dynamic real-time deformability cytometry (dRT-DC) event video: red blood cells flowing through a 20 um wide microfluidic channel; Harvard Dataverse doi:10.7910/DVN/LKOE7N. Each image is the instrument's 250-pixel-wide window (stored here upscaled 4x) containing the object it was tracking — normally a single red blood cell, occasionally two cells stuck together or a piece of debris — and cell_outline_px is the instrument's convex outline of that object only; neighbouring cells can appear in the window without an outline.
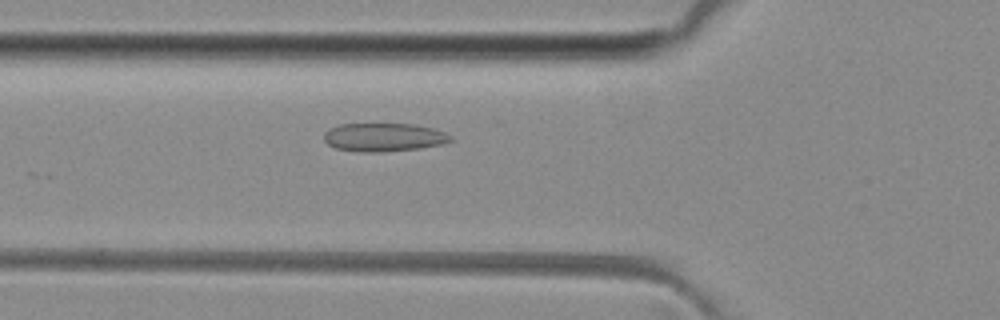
{"species": "common noctule bat (a hibernating species)", "species_latin": "Nyctalus noctula", "temperature_condition": "room temperature", "stored_images_in_passage": 51, "camera_frame_rate_fps": 3000, "um_per_image_px": 0.085, "animal": {"sex": "female", "body_mass_g": 29.2, "forearm_length_mm": 56.3}, "frame": {"image": 1, "passage_image": 18, "time_ms": 5.667, "image_size_px": [1000, 320], "cell_outline_px": [[452, 140], [444, 144], [420, 148], [380, 152], [360, 152], [336, 148], [328, 144], [324, 140], [324, 132], [328, 128], [340, 124], [416, 124], [432, 128], [444, 132], [452, 136]], "centroid_in_image_um": [32.62, 11.66], "position_along_channel_um": 93.2, "area_um2": 21.04}}
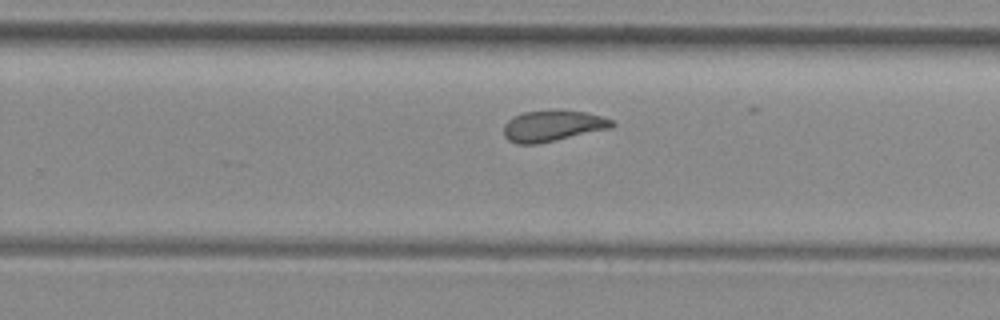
{"frame": {"image": 2, "passage_image": 32, "time_ms": 10.333, "image_size_px": [1000, 320], "cell_outline_px": [[616, 124], [612, 128], [556, 140], [536, 144], [516, 144], [508, 140], [504, 136], [504, 124], [512, 116], [524, 112], [588, 112], [612, 120]], "centroid_in_image_um": [46.96, 10.73], "position_along_channel_um": 282.8, "area_um2": 19.13}}
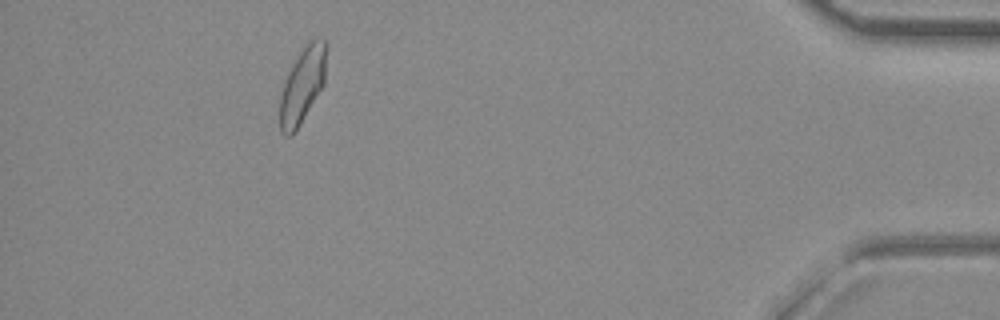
{"frame": {"image": 3, "passage_image": 46, "time_ms": 15.0, "image_size_px": [1000, 320], "cell_outline_px": [[328, 48], [324, 84], [300, 124], [288, 136], [284, 136], [280, 132], [280, 96], [284, 80], [292, 64], [304, 44], [308, 40], [316, 36], [324, 36], [328, 44]], "centroid_in_image_um": [25.75, 7.11], "position_along_channel_um": 409.5, "area_um2": 20.98}, "authors_computed_cell_mechanics": {"area_um2": 20.4034, "velocity_mm_per_s": 4.0603, "shape_relaxation_time_tau1_ms": 9.9971, "shape_relaxation_time_tau2_ms": 1.0973, "deformation_change_tau1": 0.1616, "deformation_change_tau2": 0.0637}}